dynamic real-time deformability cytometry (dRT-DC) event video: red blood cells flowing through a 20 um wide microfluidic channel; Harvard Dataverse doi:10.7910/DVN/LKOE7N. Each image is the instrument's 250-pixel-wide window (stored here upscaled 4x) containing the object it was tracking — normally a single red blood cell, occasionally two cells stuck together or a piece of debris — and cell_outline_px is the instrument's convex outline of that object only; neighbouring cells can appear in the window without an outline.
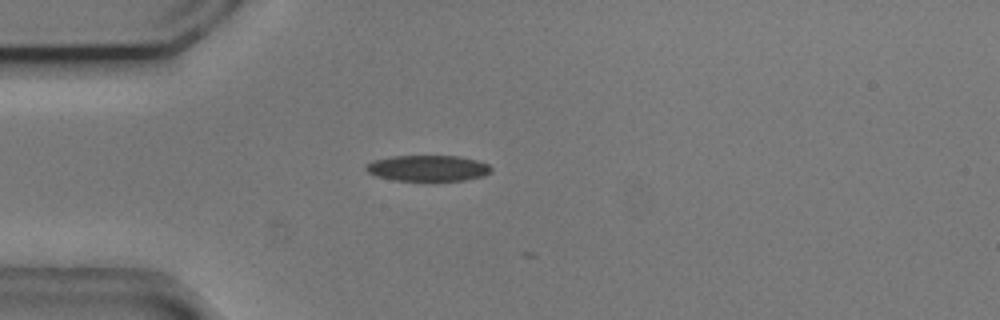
{"species": "common noctule bat (a hibernating species)", "species_latin": "Nyctalus noctula", "temperature_condition": "cold", "stored_images_in_passage": 6, "camera_frame_rate_fps": 3000, "um_per_image_px": 0.085, "animal": {"sex": "male", "body_mass_g": 20.5, "forearm_length_mm": 52.5}, "frame": {"image": 1, "passage_image": 5, "time_ms": 1.333, "image_size_px": [1000, 320], "cell_outline_px": [[492, 172], [484, 176], [464, 180], [428, 184], [396, 180], [376, 176], [368, 172], [364, 168], [372, 160], [392, 156], [460, 156], [476, 160], [488, 164], [492, 168]], "centroid_in_image_um": [36.39, 14.34], "position_along_channel_um": 48.6, "area_um2": 19.83}}